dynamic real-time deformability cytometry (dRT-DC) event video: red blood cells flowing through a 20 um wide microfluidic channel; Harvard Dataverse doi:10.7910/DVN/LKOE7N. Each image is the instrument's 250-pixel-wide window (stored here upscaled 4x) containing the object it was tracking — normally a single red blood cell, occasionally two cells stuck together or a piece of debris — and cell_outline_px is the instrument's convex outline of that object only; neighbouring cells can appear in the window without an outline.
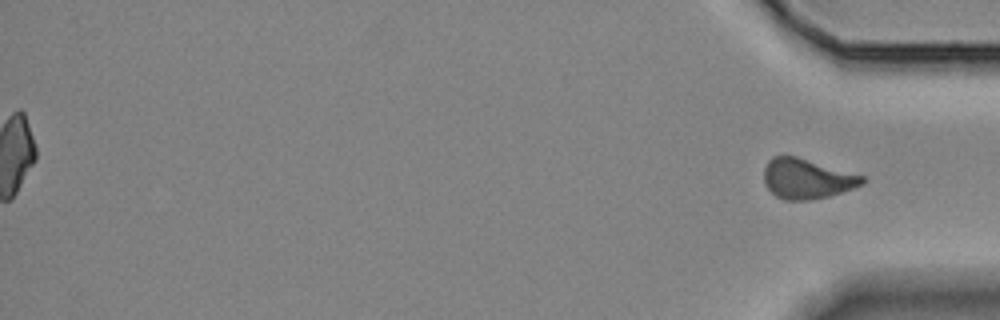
{"species": "Egyptian fruit bat (a non-hibernating species)", "species_latin": "Rousettus aegyptiacus", "temperature_condition": "room temperature", "stored_images_in_passage": 45, "segment_of_instrument_passage": [2, 2], "camera_frame_rate_fps": 3000, "um_per_image_px": 0.085, "animal": {"sex": "female"}, "frame": {"image": 1, "passage_image": 45, "time_ms": 14.667, "image_size_px": [1000, 320], "cell_outline_px": [[868, 180], [864, 184], [828, 196], [808, 200], [784, 200], [776, 196], [764, 184], [764, 168], [768, 160], [772, 156], [796, 156], [864, 176]], "centroid_in_image_um": [68.57, 15.19], "position_along_channel_um": 366.6, "area_um2": 22.83}}